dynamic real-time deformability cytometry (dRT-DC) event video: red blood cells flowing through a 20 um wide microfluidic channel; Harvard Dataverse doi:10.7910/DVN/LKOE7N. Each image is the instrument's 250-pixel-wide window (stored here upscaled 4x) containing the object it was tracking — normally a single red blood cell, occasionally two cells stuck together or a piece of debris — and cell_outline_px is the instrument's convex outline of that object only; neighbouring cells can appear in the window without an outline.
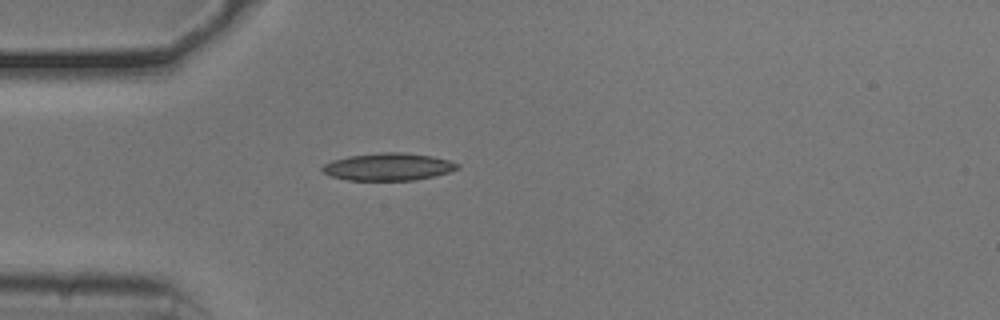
{"species": "common noctule bat (a hibernating species)", "species_latin": "Nyctalus noctula", "temperature_condition": "cold", "stored_images_in_passage": 39, "camera_frame_rate_fps": 3000, "um_per_image_px": 0.085, "animal": {"sex": "male", "body_mass_g": 20.5, "forearm_length_mm": 52.5}, "frame": {"image": 1, "passage_image": 1, "time_ms": 0.0, "image_size_px": [1000, 320], "cell_outline_px": [[460, 168], [448, 172], [432, 176], [412, 180], [348, 180], [332, 176], [324, 172], [320, 168], [324, 164], [332, 160], [348, 156], [380, 152], [404, 152], [432, 156], [448, 160], [460, 164]], "centroid_in_image_um": [33.0, 14.16], "position_along_channel_um": 52.0, "area_um2": 21.5}}
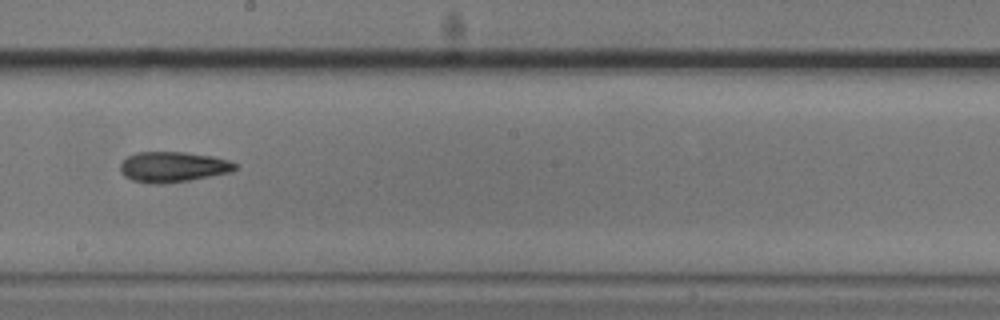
{"frame": {"image": 2, "passage_image": 16, "time_ms": 5.0, "image_size_px": [1000, 320], "cell_outline_px": [[236, 168], [232, 172], [188, 180], [164, 184], [152, 184], [132, 180], [124, 176], [120, 172], [120, 164], [128, 156], [136, 152], [184, 152], [212, 156], [228, 160], [236, 164]], "centroid_in_image_um": [14.67, 14.19], "position_along_channel_um": 233.5, "area_um2": 20.35}}
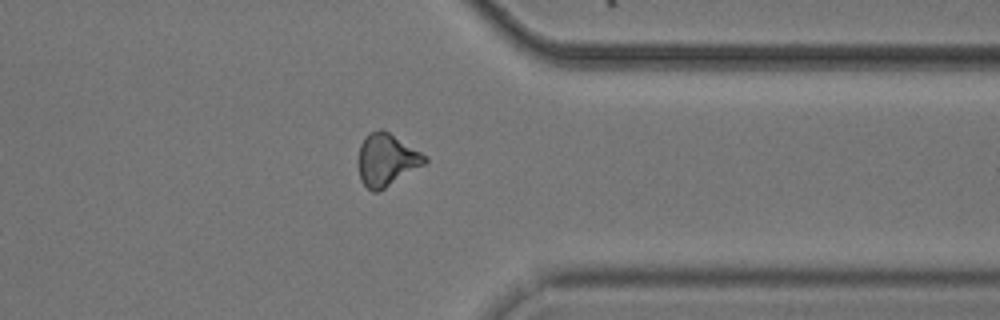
{"frame": {"image": 3, "passage_image": 28, "time_ms": 9.0, "image_size_px": [1000, 320], "cell_outline_px": [[428, 160], [424, 164], [384, 188], [376, 192], [372, 192], [360, 180], [360, 144], [368, 132], [380, 128], [384, 128], [428, 156]], "centroid_in_image_um": [32.88, 13.53], "position_along_channel_um": 378.5, "area_um2": 20.11}, "authors_computed_cell_mechanics": {"area_um2": 19.8832, "velocity_mm_per_s": 3.7879, "shape_relaxation_time_tau1_ms": 5.4302, "shape_relaxation_time_tau2_ms": null, "deformation_change_tau1": 0.1239, "deformation_change_tau2": null}}